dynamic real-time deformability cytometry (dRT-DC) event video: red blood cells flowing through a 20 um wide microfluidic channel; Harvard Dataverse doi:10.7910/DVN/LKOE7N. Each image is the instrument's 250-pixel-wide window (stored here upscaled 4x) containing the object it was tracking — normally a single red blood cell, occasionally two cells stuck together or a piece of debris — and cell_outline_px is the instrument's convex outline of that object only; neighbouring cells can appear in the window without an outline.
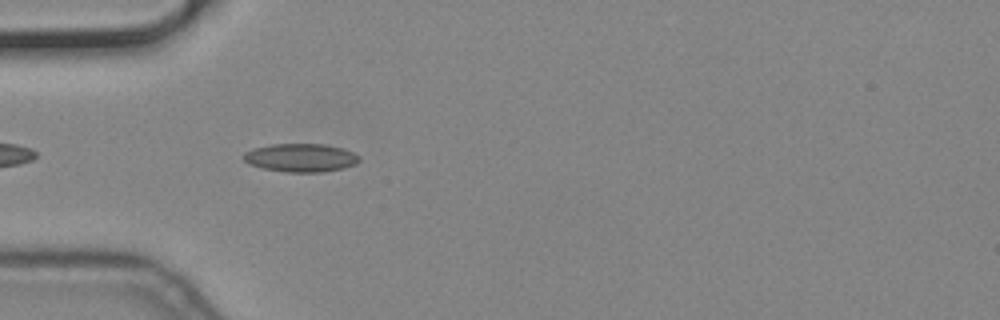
{"species": "common noctule bat (a hibernating species)", "species_latin": "Nyctalus noctula", "temperature_condition": "cold", "stored_images_in_passage": 8, "camera_frame_rate_fps": 3000, "um_per_image_px": 0.085, "animal": {"sex": "male", "body_mass_g": 19.2, "forearm_length_mm": 51.8}, "frame": {"image": 1, "passage_image": 4, "time_ms": 1.0, "image_size_px": [1000, 320], "cell_outline_px": [[360, 160], [356, 164], [344, 168], [324, 172], [284, 172], [260, 168], [248, 164], [240, 156], [244, 152], [252, 148], [272, 144], [324, 144], [344, 148], [360, 156]], "centroid_in_image_um": [25.53, 13.41], "position_along_channel_um": 59.5, "area_um2": 19.48}}